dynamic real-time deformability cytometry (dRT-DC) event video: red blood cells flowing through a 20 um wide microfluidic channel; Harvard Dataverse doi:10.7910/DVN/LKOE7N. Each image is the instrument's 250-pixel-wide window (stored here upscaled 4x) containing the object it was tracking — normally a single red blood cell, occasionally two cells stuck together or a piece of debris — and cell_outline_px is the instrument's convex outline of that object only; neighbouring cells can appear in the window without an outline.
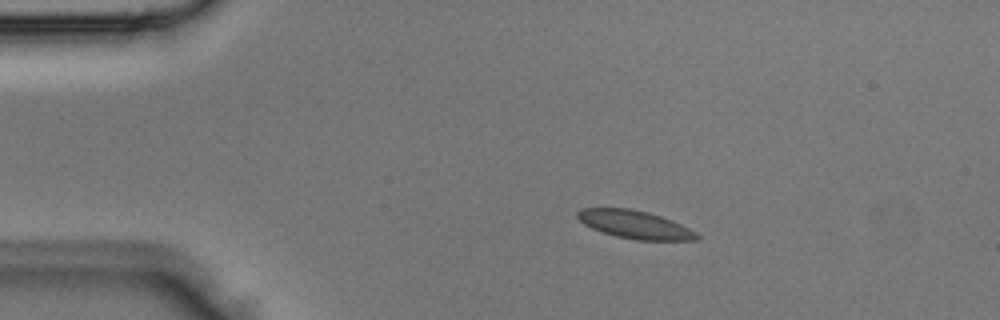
{"species": "Egyptian fruit bat (a non-hibernating species)", "species_latin": "Rousettus aegyptiacus", "temperature_condition": "room temperature", "stored_images_in_passage": 2, "camera_frame_rate_fps": 3000, "um_per_image_px": 0.085, "animal": {"sex": "male"}, "frame": {"image": 1, "passage_image": 2, "time_ms": 0.333, "image_size_px": [1000, 320], "cell_outline_px": [[700, 240], [636, 240], [616, 236], [592, 228], [584, 224], [576, 216], [576, 212], [580, 208], [632, 208], [648, 212], [672, 220], [696, 232], [700, 236]], "centroid_in_image_um": [53.96, 19.08], "position_along_channel_um": 31.0, "area_um2": 19.48}}